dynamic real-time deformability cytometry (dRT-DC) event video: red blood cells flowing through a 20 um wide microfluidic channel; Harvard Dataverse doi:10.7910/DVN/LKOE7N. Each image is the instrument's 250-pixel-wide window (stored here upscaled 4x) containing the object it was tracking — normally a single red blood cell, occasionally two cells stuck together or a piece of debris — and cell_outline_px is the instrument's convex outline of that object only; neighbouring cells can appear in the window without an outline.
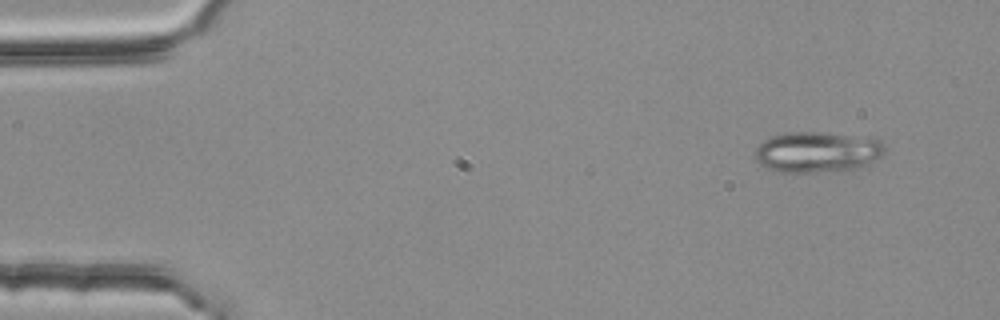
{"species": "common noctule bat (a hibernating species)", "species_latin": "Nyctalus noctula", "temperature_condition": "room temperature", "stored_images_in_passage": 3, "camera_frame_rate_fps": 3000, "um_per_image_px": 0.085, "animal": {"sex": "female", "body_mass_g": 25.1}, "frame": {"image": 1, "passage_image": 1, "time_ms": 0.0, "image_size_px": [1000, 320], "cell_outline_px": [[884, 152], [876, 160], [868, 164], [856, 168], [840, 172], [780, 172], [768, 168], [760, 164], [756, 160], [756, 148], [764, 140], [772, 136], [784, 132], [820, 132], [876, 136], [884, 144]], "centroid_in_image_um": [69.54, 12.91], "position_along_channel_um": 15.5, "area_um2": 31.44}}